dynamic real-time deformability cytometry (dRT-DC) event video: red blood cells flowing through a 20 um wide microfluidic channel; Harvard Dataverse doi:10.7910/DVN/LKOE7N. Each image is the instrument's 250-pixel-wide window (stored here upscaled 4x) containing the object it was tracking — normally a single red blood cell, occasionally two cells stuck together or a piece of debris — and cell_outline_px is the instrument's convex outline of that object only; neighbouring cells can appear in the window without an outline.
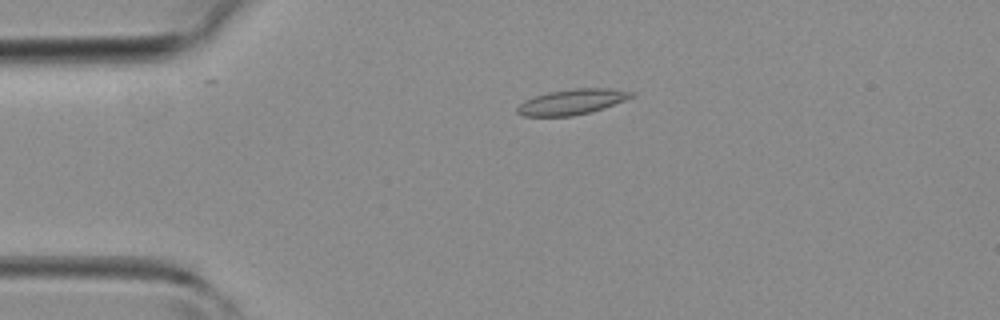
{"species": "common noctule bat (a hibernating species)", "species_latin": "Nyctalus noctula", "temperature_condition": "room temperature", "stored_images_in_passage": 36, "camera_frame_rate_fps": 3000, "um_per_image_px": 0.085, "animal": {"sex": "female", "body_mass_g": 19.3, "forearm_length_mm": 54.1}, "frame": {"image": 1, "passage_image": 3, "time_ms": 0.667, "image_size_px": [1000, 320], "cell_outline_px": [[636, 96], [588, 112], [572, 116], [524, 116], [516, 112], [516, 108], [524, 100], [548, 92], [576, 88], [608, 88], [636, 92]], "centroid_in_image_um": [48.61, 8.64], "position_along_channel_um": 36.4, "area_um2": 16.65}}
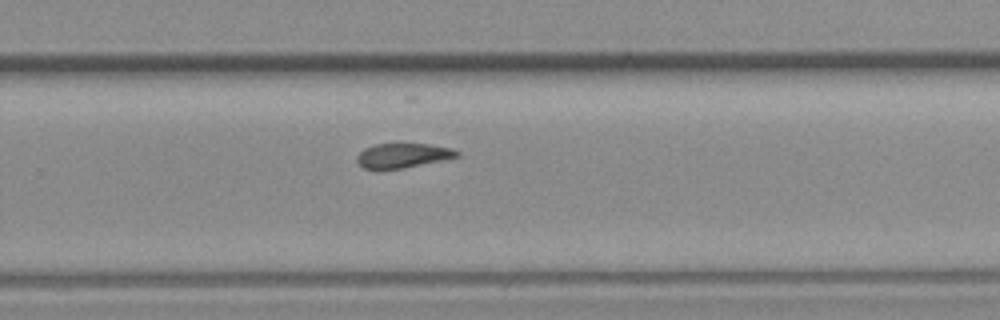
{"frame": {"image": 2, "passage_image": 21, "time_ms": 6.667, "image_size_px": [1000, 320], "cell_outline_px": [[460, 156], [404, 168], [364, 168], [356, 160], [356, 156], [364, 148], [376, 144], [428, 144], [452, 148], [460, 152]], "centroid_in_image_um": [34.26, 13.2], "position_along_channel_um": 295.5, "area_um2": 14.05}}
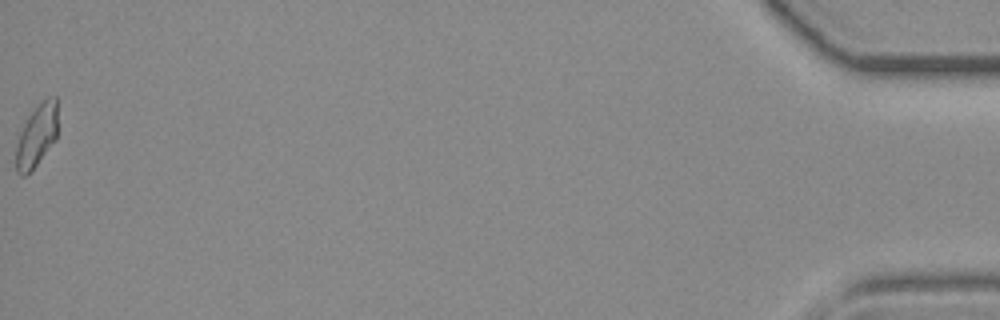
{"frame": {"image": 3, "passage_image": 36, "time_ms": 11.667, "image_size_px": [1000, 320], "cell_outline_px": [[56, 140], [32, 172], [24, 176], [20, 176], [16, 172], [16, 144], [20, 132], [28, 116], [48, 96], [56, 96]], "centroid_in_image_um": [3.1, 11.61], "position_along_channel_um": 432.1, "area_um2": 15.2}}